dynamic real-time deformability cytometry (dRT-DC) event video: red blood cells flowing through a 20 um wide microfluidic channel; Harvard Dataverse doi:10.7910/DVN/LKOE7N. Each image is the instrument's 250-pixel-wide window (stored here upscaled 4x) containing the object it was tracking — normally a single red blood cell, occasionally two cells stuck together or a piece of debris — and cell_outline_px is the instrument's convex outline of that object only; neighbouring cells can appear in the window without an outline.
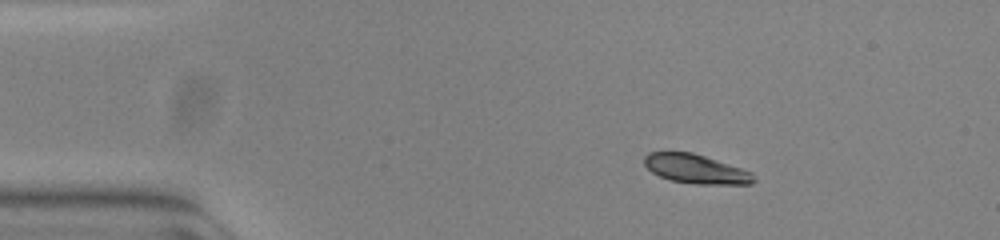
{"species": "common noctule bat (a hibernating species)", "species_latin": "Nyctalus noctula", "temperature_condition": "warm", "stored_images_in_passage": 14, "camera_frame_rate_fps": 3000, "um_per_image_px": 0.085, "animal": {"sex": "female", "body_mass_g": 23.0, "forearm_length_mm": 53.4}, "frame": {"image": 1, "passage_image": 8, "time_ms": 2.333, "image_size_px": [1000, 240], "cell_outline_px": [[756, 180], [752, 184], [696, 184], [672, 180], [660, 176], [652, 172], [644, 164], [644, 156], [648, 152], [692, 152], [752, 172]], "centroid_in_image_um": [59.14, 14.36], "position_along_channel_um": 25.9, "area_um2": 18.38}}